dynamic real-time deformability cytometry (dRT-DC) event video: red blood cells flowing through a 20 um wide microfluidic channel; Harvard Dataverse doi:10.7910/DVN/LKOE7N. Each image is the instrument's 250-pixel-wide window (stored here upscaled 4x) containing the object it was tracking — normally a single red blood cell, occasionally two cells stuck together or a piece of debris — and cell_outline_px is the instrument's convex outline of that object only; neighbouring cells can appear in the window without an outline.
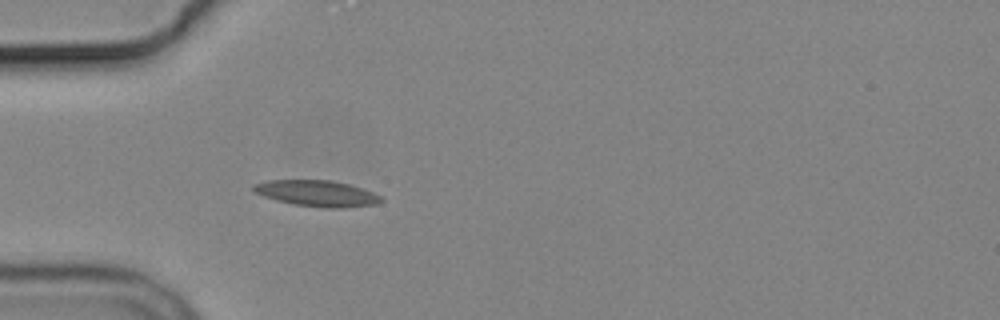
{"species": "common noctule bat (a hibernating species)", "species_latin": "Nyctalus noctula", "temperature_condition": "cold", "stored_images_in_passage": 4, "camera_frame_rate_fps": 3000, "um_per_image_px": 0.085, "animal": {"sex": "male", "body_mass_g": 19.2, "forearm_length_mm": 51.8}, "frame": {"image": 1, "passage_image": 4, "time_ms": 4.667, "image_size_px": [1000, 320], "cell_outline_px": [[384, 200], [376, 204], [344, 208], [328, 208], [292, 204], [276, 200], [264, 196], [256, 192], [252, 188], [252, 184], [268, 180], [328, 180], [348, 184], [384, 196]], "centroid_in_image_um": [26.96, 16.44], "position_along_channel_um": 58.0, "area_um2": 19.36}}